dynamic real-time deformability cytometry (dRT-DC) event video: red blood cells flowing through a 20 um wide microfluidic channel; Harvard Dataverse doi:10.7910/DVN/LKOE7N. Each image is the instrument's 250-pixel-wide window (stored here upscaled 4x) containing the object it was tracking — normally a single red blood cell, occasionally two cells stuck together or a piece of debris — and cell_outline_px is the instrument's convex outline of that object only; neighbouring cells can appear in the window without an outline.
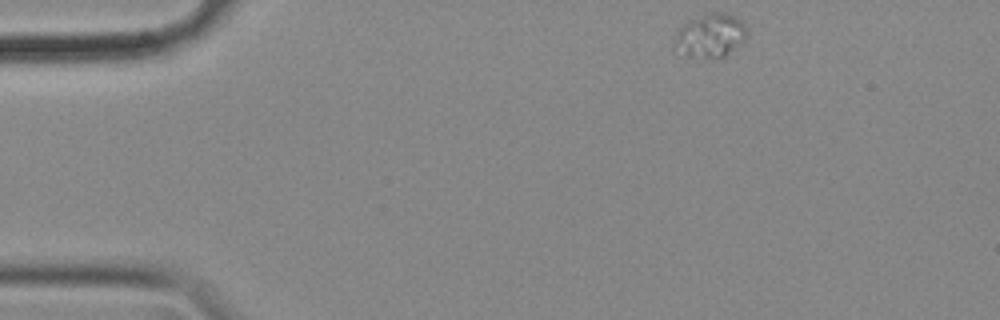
{"species": "common noctule bat (a hibernating species)", "species_latin": "Nyctalus noctula", "temperature_condition": "cold", "stored_images_in_passage": 50, "camera_frame_rate_fps": 3000, "um_per_image_px": 0.085, "animal": {"sex": "female", "body_mass_g": 18.4}, "frame": {"image": 1, "passage_image": 1, "time_ms": 0.0, "image_size_px": [1000, 320], "cell_outline_px": [[744, 40], [724, 56], [688, 56], [676, 44], [676, 32], [684, 24], [712, 12], [724, 12], [740, 20], [744, 24]], "centroid_in_image_um": [60.41, 2.99], "position_along_channel_um": 24.6, "area_um2": 17.05}}
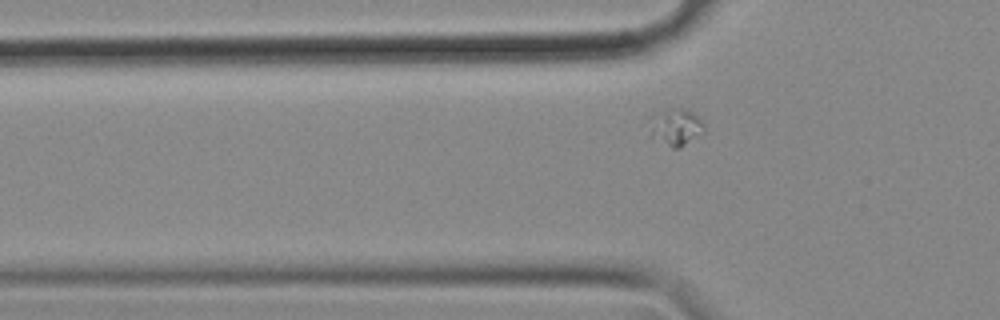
{"frame": {"image": 2, "passage_image": 11, "time_ms": 3.333, "image_size_px": [1000, 320], "cell_outline_px": [[704, 132], [680, 148], [672, 148], [652, 136], [648, 116], [652, 112], [676, 108], [688, 108], [704, 124]], "centroid_in_image_um": [57.41, 10.76], "position_along_channel_um": 68.4, "area_um2": 11.85}}
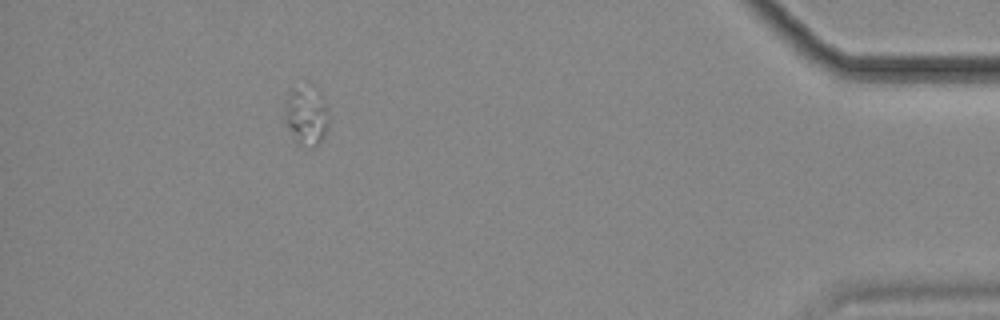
{"frame": {"image": 3, "passage_image": 45, "time_ms": 14.667, "image_size_px": [1000, 320], "cell_outline_px": [[328, 128], [324, 136], [316, 144], [296, 144], [284, 120], [284, 104], [292, 88], [312, 84], [320, 92], [328, 108]], "centroid_in_image_um": [26.03, 9.76], "position_along_channel_um": 409.2, "area_um2": 15.32}}